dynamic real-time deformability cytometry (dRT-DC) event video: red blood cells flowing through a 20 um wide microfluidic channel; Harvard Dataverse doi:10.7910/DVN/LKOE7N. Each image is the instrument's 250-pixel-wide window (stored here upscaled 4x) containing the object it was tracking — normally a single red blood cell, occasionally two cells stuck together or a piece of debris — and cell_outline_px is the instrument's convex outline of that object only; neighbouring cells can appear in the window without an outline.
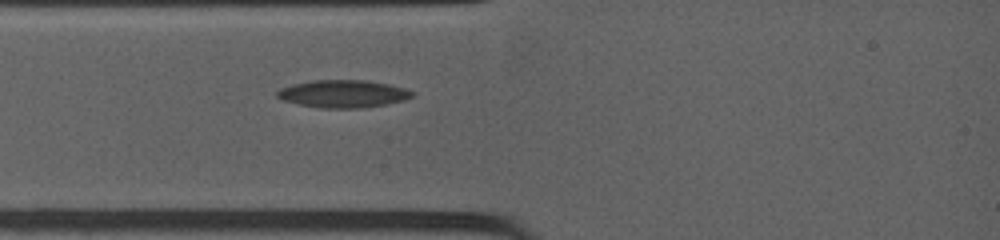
{"species": "common noctule bat (a hibernating species)", "species_latin": "Nyctalus noctula", "temperature_condition": "warm", "stored_images_in_passage": 50, "camera_frame_rate_fps": 4500, "um_per_image_px": 0.085, "animal": {"sex": "female", "body_mass_g": 19.0, "forearm_length_mm": 53.3}, "frame": {"image": 1, "passage_image": 1, "time_ms": 0.0, "image_size_px": [1000, 240], "cell_outline_px": [[412, 96], [404, 100], [388, 104], [364, 108], [320, 108], [300, 104], [284, 100], [276, 96], [276, 92], [280, 88], [292, 84], [312, 80], [368, 80], [388, 84], [404, 88], [412, 92]], "centroid_in_image_um": [29.15, 7.97], "position_along_channel_um": 55.9, "area_um2": 21.68}}
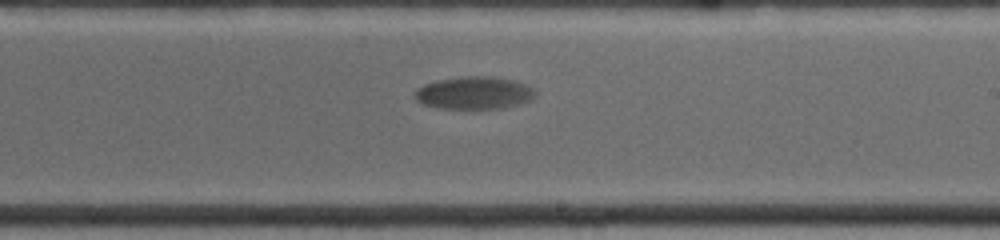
{"frame": {"image": 2, "passage_image": 22, "time_ms": 5.556, "image_size_px": [1000, 240], "cell_outline_px": [[536, 92], [532, 100], [500, 108], [440, 108], [424, 104], [416, 100], [412, 92], [416, 88], [424, 84], [436, 80], [460, 76], [496, 76], [516, 80], [528, 84]], "centroid_in_image_um": [40.29, 7.87], "position_along_channel_um": 248.7, "area_um2": 23.12}}
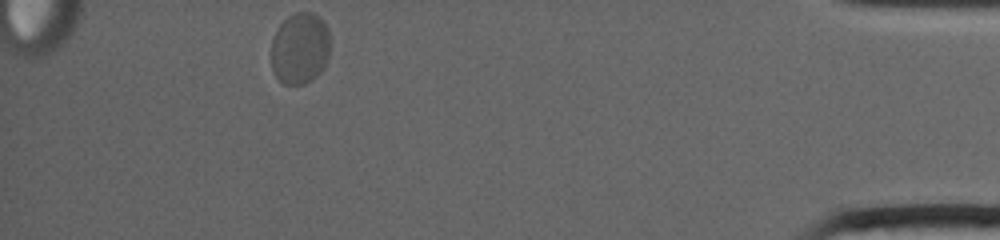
{"frame": {"image": 3, "passage_image": 50, "time_ms": 12.444, "image_size_px": [1000, 240], "cell_outline_px": [[328, 60], [324, 68], [312, 80], [304, 84], [284, 84], [272, 72], [272, 36], [276, 28], [288, 16], [296, 12], [312, 12], [320, 16], [324, 20], [328, 28]], "centroid_in_image_um": [25.49, 4.09], "position_along_channel_um": 409.7, "area_um2": 24.85}}